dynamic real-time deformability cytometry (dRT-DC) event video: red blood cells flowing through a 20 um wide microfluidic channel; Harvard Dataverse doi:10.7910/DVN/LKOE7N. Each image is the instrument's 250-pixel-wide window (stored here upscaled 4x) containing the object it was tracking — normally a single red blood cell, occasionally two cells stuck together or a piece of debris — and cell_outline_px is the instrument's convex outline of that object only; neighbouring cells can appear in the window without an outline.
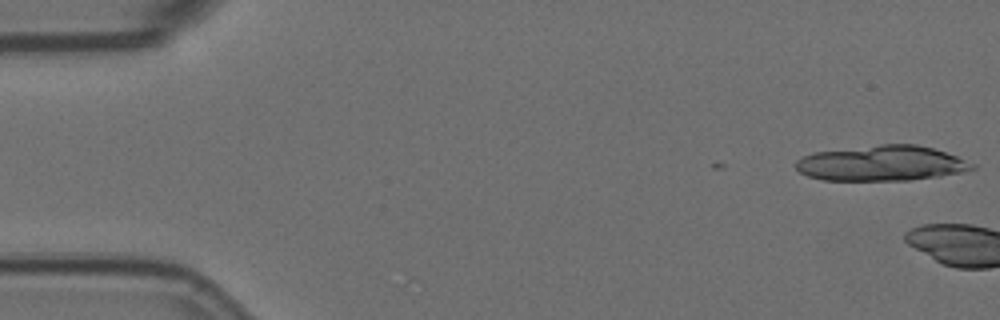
{"species": "Egyptian fruit bat (a non-hibernating species)", "species_latin": "Rousettus aegyptiacus", "temperature_condition": "room temperature", "stored_images_in_passage": 3, "camera_frame_rate_fps": 3000, "um_per_image_px": 0.085, "animal": {"sex": "female"}, "frame": {"image": 1, "passage_image": 1, "time_ms": 0.0, "image_size_px": [1000, 320], "cell_outline_px": [[976, 168], [960, 172], [940, 176], [908, 180], [824, 180], [808, 176], [800, 172], [796, 168], [796, 160], [812, 152], [880, 144], [916, 144], [932, 148], [956, 156], [976, 164]], "centroid_in_image_um": [74.92, 13.87], "position_along_channel_um": 10.1, "area_um2": 36.18}}